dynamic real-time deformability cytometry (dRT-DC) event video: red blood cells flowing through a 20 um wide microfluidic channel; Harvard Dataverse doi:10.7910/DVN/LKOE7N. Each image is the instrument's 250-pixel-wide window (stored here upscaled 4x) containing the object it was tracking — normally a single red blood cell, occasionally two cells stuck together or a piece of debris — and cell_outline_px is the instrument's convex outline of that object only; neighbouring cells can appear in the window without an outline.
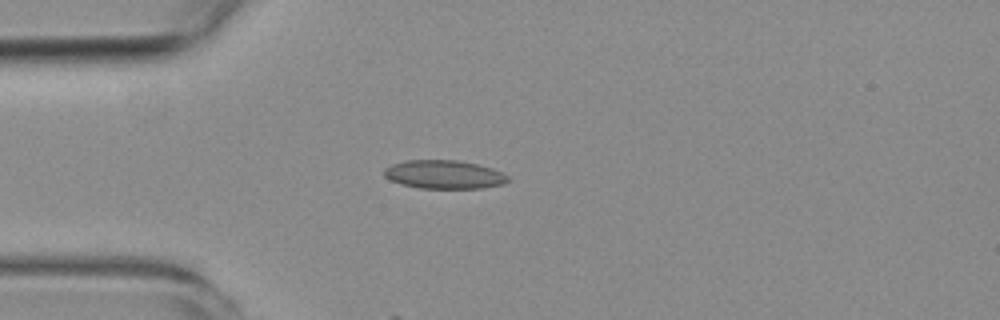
{"species": "common noctule bat (a hibernating species)", "species_latin": "Nyctalus noctula", "temperature_condition": "room temperature", "stored_images_in_passage": 5, "camera_frame_rate_fps": 3000, "um_per_image_px": 0.085, "animal": {"sex": "female", "body_mass_g": 19.3, "forearm_length_mm": 54.1}, "frame": {"image": 1, "passage_image": 3, "time_ms": 2.333, "image_size_px": [1000, 320], "cell_outline_px": [[512, 180], [504, 184], [480, 188], [420, 188], [400, 184], [384, 176], [384, 168], [392, 164], [404, 160], [456, 160], [476, 164], [492, 168], [508, 176]], "centroid_in_image_um": [37.75, 14.83], "position_along_channel_um": 47.3, "area_um2": 20.58}}